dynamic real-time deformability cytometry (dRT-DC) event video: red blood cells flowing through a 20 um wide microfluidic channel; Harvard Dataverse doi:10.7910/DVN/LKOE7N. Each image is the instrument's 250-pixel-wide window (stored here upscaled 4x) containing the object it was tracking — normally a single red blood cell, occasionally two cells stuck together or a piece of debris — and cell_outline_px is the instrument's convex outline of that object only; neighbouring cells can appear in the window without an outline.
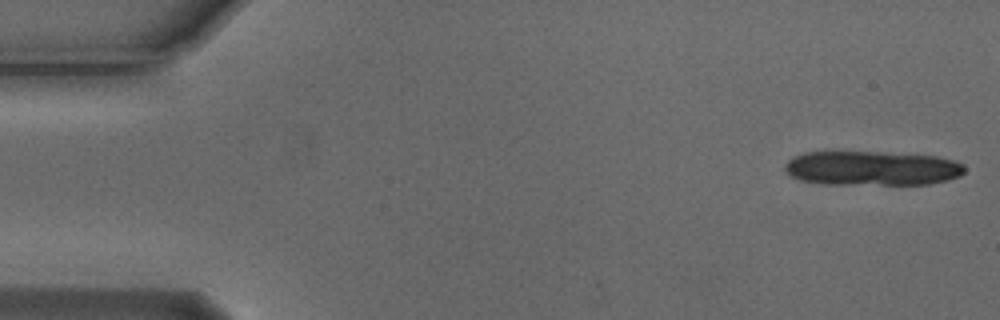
{"species": "Egyptian fruit bat (a non-hibernating species)", "species_latin": "Rousettus aegyptiacus", "temperature_condition": "cold", "stored_images_in_passage": 12, "camera_frame_rate_fps": 3000, "um_per_image_px": 0.085, "animal": {"sex": "male"}, "frame": {"image": 1, "passage_image": 1, "time_ms": 0.0, "image_size_px": [1000, 320], "cell_outline_px": [[964, 172], [960, 176], [948, 180], [928, 184], [824, 184], [800, 180], [792, 176], [784, 168], [784, 164], [792, 156], [804, 152], [824, 148], [832, 148], [936, 156], [956, 160], [964, 164]], "centroid_in_image_um": [74.03, 14.24], "position_along_channel_um": 11.0, "area_um2": 37.57}}